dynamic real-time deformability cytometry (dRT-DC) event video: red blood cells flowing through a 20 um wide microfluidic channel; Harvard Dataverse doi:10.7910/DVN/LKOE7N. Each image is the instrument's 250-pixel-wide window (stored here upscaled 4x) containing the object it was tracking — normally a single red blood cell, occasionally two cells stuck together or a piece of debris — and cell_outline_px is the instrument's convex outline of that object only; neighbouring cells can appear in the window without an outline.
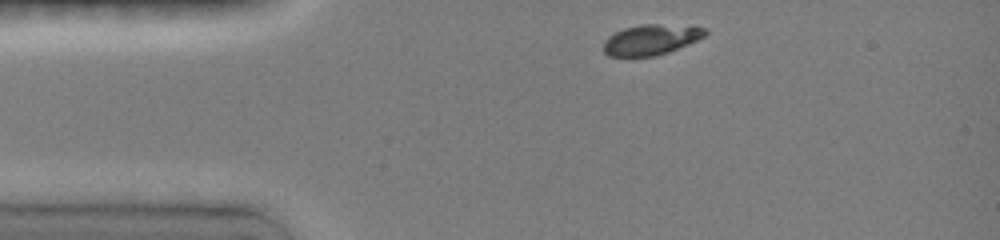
{"species": "common noctule bat (a hibernating species)", "species_latin": "Nyctalus noctula", "temperature_condition": "room temperature", "stored_images_in_passage": 6, "camera_frame_rate_fps": 3000, "um_per_image_px": 0.085, "animal": {"sex": "female", "body_mass_g": 19.0, "forearm_length_mm": 51.5}, "frame": {"image": 1, "passage_image": 1, "time_ms": 0.0, "image_size_px": [1000, 240], "cell_outline_px": [[708, 32], [704, 36], [696, 40], [668, 52], [652, 56], [608, 56], [604, 52], [604, 40], [608, 36], [624, 28], [640, 24], [656, 24], [708, 28]], "centroid_in_image_um": [55.3, 3.37], "position_along_channel_um": 29.7, "area_um2": 17.74}}
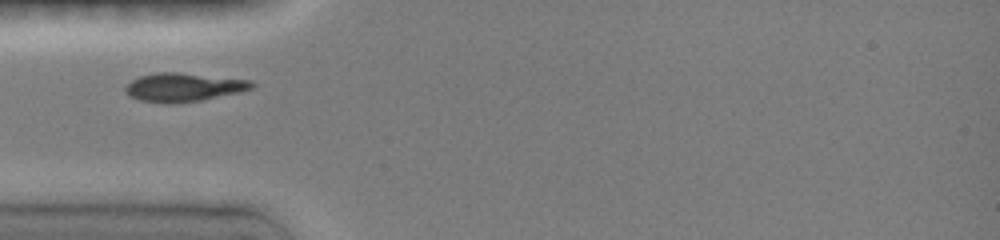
{"frame": {"image": 2, "passage_image": 5, "time_ms": 2.0, "image_size_px": [1000, 240], "cell_outline_px": [[256, 84], [252, 88], [236, 92], [200, 100], [172, 104], [140, 100], [128, 96], [124, 88], [132, 80], [140, 76], [156, 72], [176, 72], [252, 80]], "centroid_in_image_um": [15.57, 7.41], "position_along_channel_um": 69.4, "area_um2": 20.81}}